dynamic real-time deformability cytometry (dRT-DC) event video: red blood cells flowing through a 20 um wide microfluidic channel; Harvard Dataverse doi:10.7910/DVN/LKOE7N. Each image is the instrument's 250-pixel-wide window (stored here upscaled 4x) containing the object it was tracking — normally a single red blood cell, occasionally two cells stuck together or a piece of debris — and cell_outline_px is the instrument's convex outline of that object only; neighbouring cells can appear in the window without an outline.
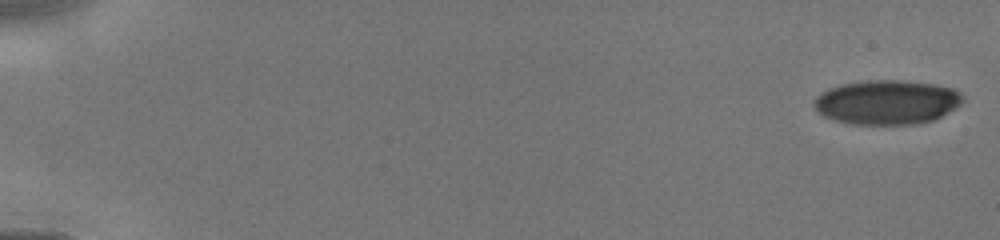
{"species": "human", "species_latin": "Homo sapiens", "temperature_condition": "cold", "stored_images_in_passage": 31, "camera_frame_rate_fps": 3000, "um_per_image_px": 0.085, "donor": {"sex": "male"}, "frame": {"image": 1, "passage_image": 1, "time_ms": 0.0, "image_size_px": [1000, 240], "cell_outline_px": [[964, 100], [956, 108], [936, 120], [916, 124], [848, 124], [824, 116], [816, 108], [812, 100], [820, 92], [828, 88], [840, 84], [868, 80], [904, 80], [932, 84], [952, 88], [960, 92], [964, 96]], "centroid_in_image_um": [75.4, 8.68], "position_along_channel_um": 9.6, "area_um2": 38.78}}
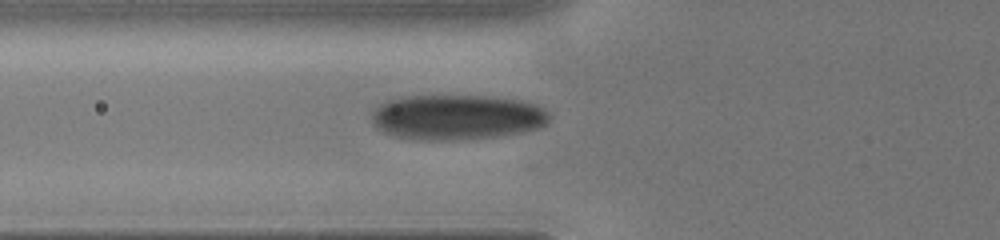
{"frame": {"image": 2, "passage_image": 19, "time_ms": 5.667, "image_size_px": [1000, 240], "cell_outline_px": [[552, 116], [544, 124], [536, 128], [508, 136], [456, 140], [416, 140], [396, 136], [384, 132], [376, 128], [372, 120], [372, 112], [380, 104], [388, 100], [400, 96], [484, 96], [520, 100], [536, 104], [544, 108]], "centroid_in_image_um": [38.84, 9.97], "position_along_channel_um": 87.0, "area_um2": 47.11}}
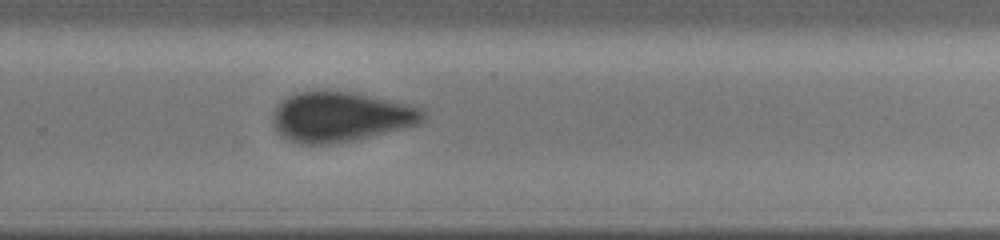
{"frame": {"image": 3, "passage_image": 31, "time_ms": 10.333, "image_size_px": [1000, 240], "cell_outline_px": [[424, 120], [420, 124], [408, 128], [356, 140], [332, 144], [300, 144], [288, 140], [276, 128], [272, 120], [272, 112], [276, 104], [288, 96], [296, 92], [352, 92], [412, 104], [424, 108]], "centroid_in_image_um": [29.0, 9.94], "position_along_channel_um": 300.8, "area_um2": 44.1}}